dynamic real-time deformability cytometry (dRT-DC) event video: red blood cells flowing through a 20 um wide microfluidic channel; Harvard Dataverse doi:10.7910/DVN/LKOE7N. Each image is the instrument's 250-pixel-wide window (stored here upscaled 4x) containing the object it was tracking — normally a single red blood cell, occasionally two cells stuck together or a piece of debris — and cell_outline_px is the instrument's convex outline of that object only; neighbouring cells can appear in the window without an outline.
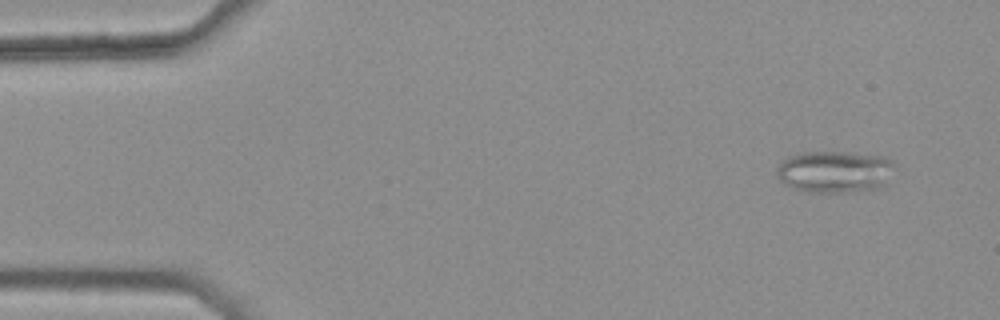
{"species": "common noctule bat (a hibernating species)", "species_latin": "Nyctalus noctula", "temperature_condition": "warm", "stored_images_in_passage": 7, "segment_of_instrument_passage": [1, 2], "camera_frame_rate_fps": 3000, "um_per_image_px": 0.085, "animal": {"sex": "female", "body_mass_g": 25.1}, "frame": {"image": 1, "passage_image": 2, "time_ms": 0.333, "image_size_px": [1000, 320], "cell_outline_px": [[892, 164], [888, 184], [884, 188], [848, 192], [808, 192], [784, 184], [780, 180], [776, 172], [776, 168], [788, 156], [800, 152], [852, 152], [888, 156], [892, 160]], "centroid_in_image_um": [70.99, 14.59], "position_along_channel_um": 14.0, "area_um2": 29.13}}